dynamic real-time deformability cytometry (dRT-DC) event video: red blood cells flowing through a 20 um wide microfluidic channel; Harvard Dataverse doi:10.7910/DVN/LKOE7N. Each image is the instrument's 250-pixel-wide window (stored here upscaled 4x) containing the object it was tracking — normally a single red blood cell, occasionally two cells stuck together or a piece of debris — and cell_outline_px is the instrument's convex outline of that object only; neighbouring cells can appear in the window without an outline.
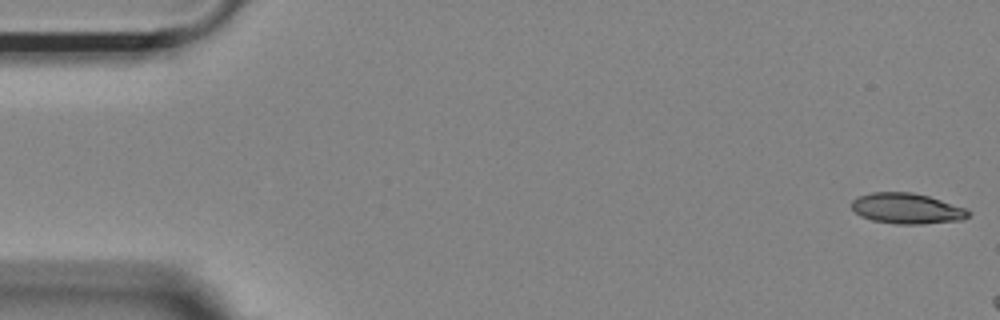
{"species": "Egyptian fruit bat (a non-hibernating species)", "species_latin": "Rousettus aegyptiacus", "temperature_condition": "room temperature", "stored_images_in_passage": 7, "camera_frame_rate_fps": 3000, "um_per_image_px": 0.085, "animal": {"sex": "female"}, "frame": {"image": 1, "passage_image": 1, "time_ms": 0.0, "image_size_px": [1000, 320], "cell_outline_px": [[972, 212], [968, 216], [960, 220], [920, 224], [896, 224], [872, 220], [860, 216], [852, 208], [852, 200], [860, 196], [872, 192], [912, 192], [928, 196], [964, 208]], "centroid_in_image_um": [77.06, 17.72], "position_along_channel_um": 7.9, "area_um2": 20.58}}